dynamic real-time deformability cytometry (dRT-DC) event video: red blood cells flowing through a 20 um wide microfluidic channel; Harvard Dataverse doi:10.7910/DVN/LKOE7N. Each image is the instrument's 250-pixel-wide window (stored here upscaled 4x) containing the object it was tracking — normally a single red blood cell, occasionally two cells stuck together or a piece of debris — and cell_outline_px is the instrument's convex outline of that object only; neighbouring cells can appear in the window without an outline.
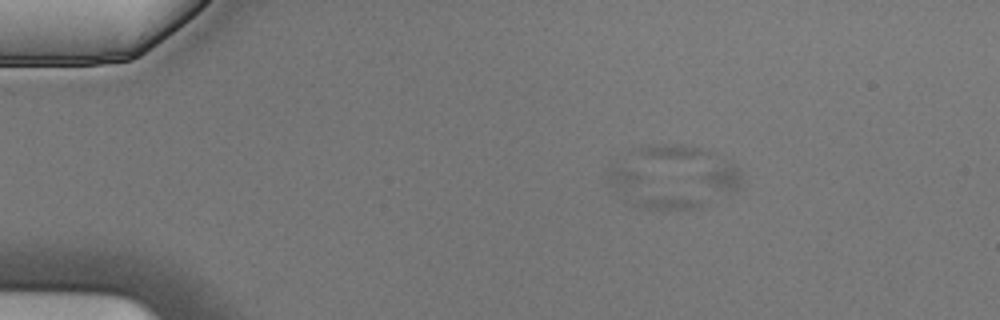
{"species": "Egyptian fruit bat (a non-hibernating species)", "species_latin": "Rousettus aegyptiacus", "temperature_condition": "cold", "stored_images_in_passage": 5, "camera_frame_rate_fps": 3000, "um_per_image_px": 0.085, "animal": {"sex": "male"}, "frame": {"image": 1, "passage_image": 3, "time_ms": 0.667, "image_size_px": [1000, 320], "cell_outline_px": [[700, 208], [640, 208], [624, 200], [608, 184], [608, 172], [612, 164], [636, 172], [700, 200]], "centroid_in_image_um": [55.04, 16.23], "position_along_channel_um": 30.0, "area_um2": 15.95}}